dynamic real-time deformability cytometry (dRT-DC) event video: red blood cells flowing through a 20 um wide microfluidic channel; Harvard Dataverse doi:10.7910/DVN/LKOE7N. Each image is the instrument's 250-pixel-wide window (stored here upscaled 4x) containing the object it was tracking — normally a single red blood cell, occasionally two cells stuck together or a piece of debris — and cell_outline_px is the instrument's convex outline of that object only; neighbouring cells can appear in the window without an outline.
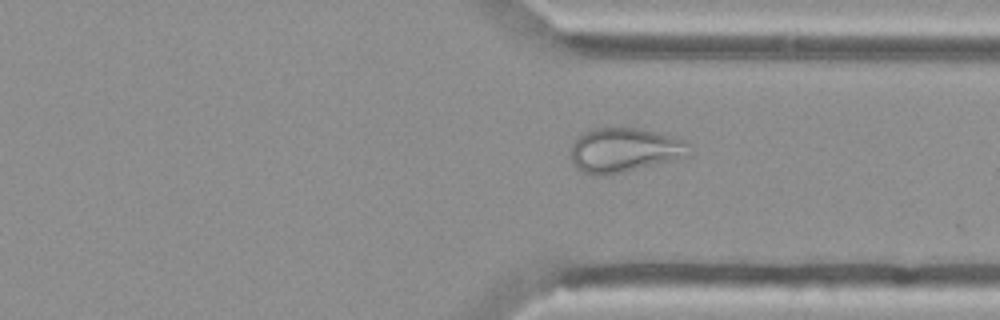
{"species": "Egyptian fruit bat (a non-hibernating species)", "species_latin": "Rousettus aegyptiacus", "temperature_condition": "cold", "stored_images_in_passage": 39, "camera_frame_rate_fps": 3000, "um_per_image_px": 0.085, "animal": {"sex": "female"}, "frame": {"image": 1, "passage_image": 25, "time_ms": 8.0, "image_size_px": [1000, 320], "cell_outline_px": [[692, 156], [620, 172], [600, 176], [596, 176], [584, 172], [576, 168], [572, 164], [572, 144], [576, 136], [592, 128], [640, 128], [688, 140], [692, 144]], "centroid_in_image_um": [53.13, 12.74], "position_along_channel_um": 358.3, "area_um2": 30.98}}
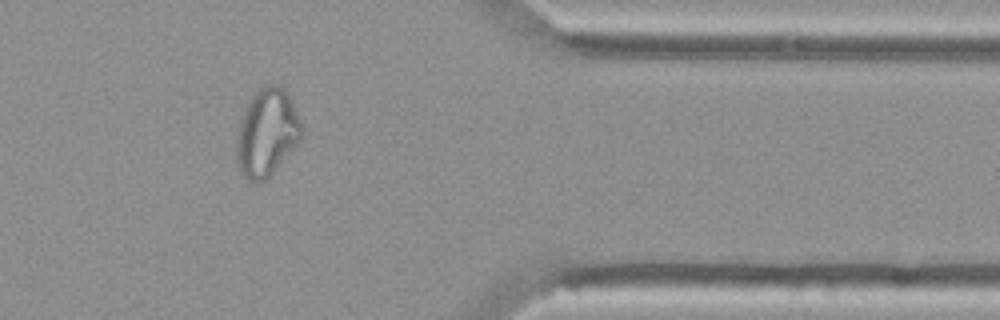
{"frame": {"image": 2, "passage_image": 29, "time_ms": 9.333, "image_size_px": [1000, 320], "cell_outline_px": [[304, 136], [272, 172], [264, 180], [248, 180], [240, 172], [236, 160], [236, 140], [240, 120], [252, 96], [264, 84], [280, 84], [288, 92], [304, 128]], "centroid_in_image_um": [22.7, 11.23], "position_along_channel_um": 388.7, "area_um2": 33.12}, "authors_computed_cell_mechanics": {"area_um2": 29.8826, "velocity_mm_per_s": 3.6799, "shape_relaxation_time_tau1_ms": null, "shape_relaxation_time_tau2_ms": 1.5419, "deformation_change_tau1": null, "deformation_change_tau2": 0.0943}}